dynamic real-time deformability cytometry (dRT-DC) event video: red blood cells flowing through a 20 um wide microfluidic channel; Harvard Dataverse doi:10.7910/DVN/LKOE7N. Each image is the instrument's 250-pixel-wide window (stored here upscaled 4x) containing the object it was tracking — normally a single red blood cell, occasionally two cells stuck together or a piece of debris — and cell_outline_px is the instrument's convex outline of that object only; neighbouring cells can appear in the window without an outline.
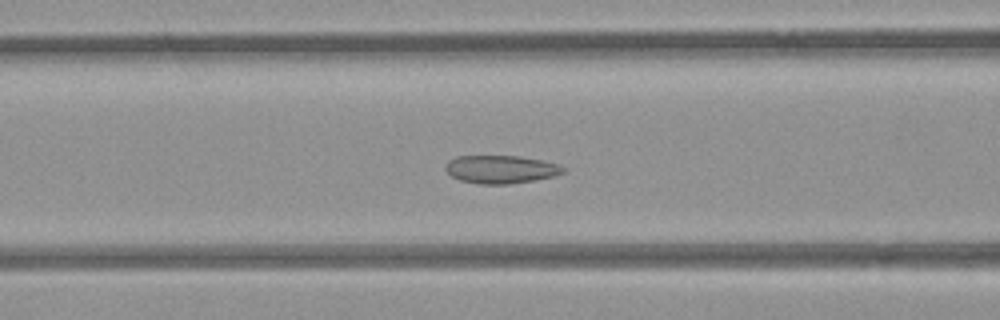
{"species": "common noctule bat (a hibernating species)", "species_latin": "Nyctalus noctula", "temperature_condition": "room temperature", "stored_images_in_passage": 53, "camera_frame_rate_fps": 3000, "um_per_image_px": 0.085, "animal": {"sex": "female", "body_mass_g": 21.9}, "frame": {"image": 1, "passage_image": 21, "time_ms": 6.667, "image_size_px": [1000, 320], "cell_outline_px": [[564, 172], [556, 176], [536, 180], [508, 184], [480, 184], [460, 180], [452, 176], [444, 168], [448, 160], [456, 156], [520, 156], [540, 160], [556, 164], [564, 168]], "centroid_in_image_um": [42.55, 14.39], "position_along_channel_um": 124.0, "area_um2": 19.19}}
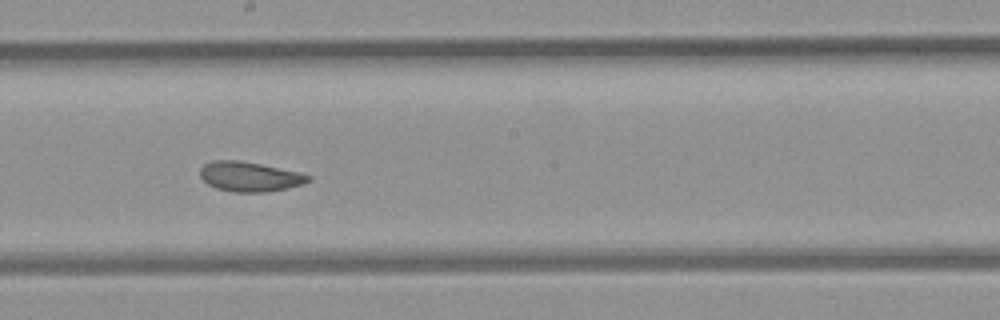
{"frame": {"image": 2, "passage_image": 29, "time_ms": 9.333, "image_size_px": [1000, 320], "cell_outline_px": [[312, 180], [288, 188], [268, 192], [232, 192], [216, 188], [208, 184], [200, 176], [200, 168], [204, 164], [212, 160], [240, 160], [260, 164], [296, 172], [312, 176]], "centroid_in_image_um": [21.19, 15.01], "position_along_channel_um": 227.0, "area_um2": 18.67}}
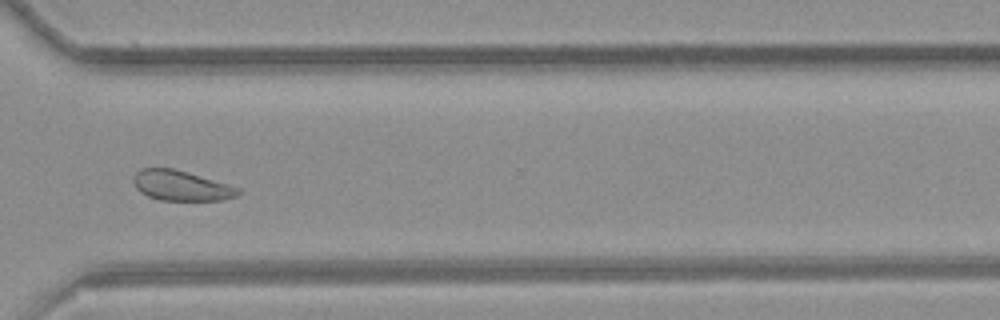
{"frame": {"image": 3, "passage_image": 39, "time_ms": 12.667, "image_size_px": [1000, 320], "cell_outline_px": [[240, 192], [236, 196], [224, 200], [160, 200], [148, 196], [140, 192], [136, 188], [132, 180], [136, 172], [140, 168], [172, 168], [188, 172], [228, 184], [240, 188]], "centroid_in_image_um": [15.38, 15.78], "position_along_channel_um": 355.2, "area_um2": 18.38}, "authors_computed_cell_mechanics": {"area_um2": 20.3456, "velocity_mm_per_s": 3.8548, "shape_relaxation_time_tau1_ms": null, "shape_relaxation_time_tau2_ms": 1.2814, "deformation_change_tau1": null, "deformation_change_tau2": 0.0689}}